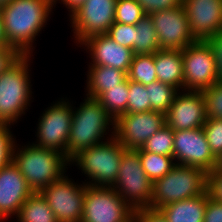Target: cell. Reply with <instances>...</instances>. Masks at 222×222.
Masks as SVG:
<instances>
[{
    "mask_svg": "<svg viewBox=\"0 0 222 222\" xmlns=\"http://www.w3.org/2000/svg\"><path fill=\"white\" fill-rule=\"evenodd\" d=\"M53 0H12L1 8L4 33L10 48L32 55L34 41L50 20Z\"/></svg>",
    "mask_w": 222,
    "mask_h": 222,
    "instance_id": "6da1fadb",
    "label": "cell"
},
{
    "mask_svg": "<svg viewBox=\"0 0 222 222\" xmlns=\"http://www.w3.org/2000/svg\"><path fill=\"white\" fill-rule=\"evenodd\" d=\"M28 144L18 147L19 144L15 141L12 161L32 191L38 193L59 180L67 172V166L70 164L69 160L57 151Z\"/></svg>",
    "mask_w": 222,
    "mask_h": 222,
    "instance_id": "7a4b0ae2",
    "label": "cell"
},
{
    "mask_svg": "<svg viewBox=\"0 0 222 222\" xmlns=\"http://www.w3.org/2000/svg\"><path fill=\"white\" fill-rule=\"evenodd\" d=\"M83 101L77 108L73 105L68 137L69 161L81 150L109 139V137L105 138L104 135L111 131V133H115V120L107 113L101 103L90 97H86Z\"/></svg>",
    "mask_w": 222,
    "mask_h": 222,
    "instance_id": "3957f363",
    "label": "cell"
},
{
    "mask_svg": "<svg viewBox=\"0 0 222 222\" xmlns=\"http://www.w3.org/2000/svg\"><path fill=\"white\" fill-rule=\"evenodd\" d=\"M31 55H20L0 75V124H17L33 102ZM31 101V102H30Z\"/></svg>",
    "mask_w": 222,
    "mask_h": 222,
    "instance_id": "277c9868",
    "label": "cell"
},
{
    "mask_svg": "<svg viewBox=\"0 0 222 222\" xmlns=\"http://www.w3.org/2000/svg\"><path fill=\"white\" fill-rule=\"evenodd\" d=\"M108 135L109 139L81 150L69 161L70 166H77L88 177V181L84 180L86 185L112 187L116 182L125 148L117 140L115 133Z\"/></svg>",
    "mask_w": 222,
    "mask_h": 222,
    "instance_id": "5b68a950",
    "label": "cell"
},
{
    "mask_svg": "<svg viewBox=\"0 0 222 222\" xmlns=\"http://www.w3.org/2000/svg\"><path fill=\"white\" fill-rule=\"evenodd\" d=\"M208 173L198 167L176 164L170 172L153 182L150 209L190 199L207 192Z\"/></svg>",
    "mask_w": 222,
    "mask_h": 222,
    "instance_id": "8992f818",
    "label": "cell"
},
{
    "mask_svg": "<svg viewBox=\"0 0 222 222\" xmlns=\"http://www.w3.org/2000/svg\"><path fill=\"white\" fill-rule=\"evenodd\" d=\"M112 187L134 211L150 207L153 182L142 168L136 149L123 151L117 179Z\"/></svg>",
    "mask_w": 222,
    "mask_h": 222,
    "instance_id": "52a82bcc",
    "label": "cell"
},
{
    "mask_svg": "<svg viewBox=\"0 0 222 222\" xmlns=\"http://www.w3.org/2000/svg\"><path fill=\"white\" fill-rule=\"evenodd\" d=\"M72 115L73 105L69 99L61 98L51 103L38 119L35 135L37 139L32 144L57 151L68 159V137Z\"/></svg>",
    "mask_w": 222,
    "mask_h": 222,
    "instance_id": "ba28073f",
    "label": "cell"
},
{
    "mask_svg": "<svg viewBox=\"0 0 222 222\" xmlns=\"http://www.w3.org/2000/svg\"><path fill=\"white\" fill-rule=\"evenodd\" d=\"M182 58L184 90L202 92L218 82L214 53L207 41L188 45Z\"/></svg>",
    "mask_w": 222,
    "mask_h": 222,
    "instance_id": "9c48e42d",
    "label": "cell"
},
{
    "mask_svg": "<svg viewBox=\"0 0 222 222\" xmlns=\"http://www.w3.org/2000/svg\"><path fill=\"white\" fill-rule=\"evenodd\" d=\"M64 174L40 193L53 210L58 222H81L86 184H77Z\"/></svg>",
    "mask_w": 222,
    "mask_h": 222,
    "instance_id": "30bf717a",
    "label": "cell"
},
{
    "mask_svg": "<svg viewBox=\"0 0 222 222\" xmlns=\"http://www.w3.org/2000/svg\"><path fill=\"white\" fill-rule=\"evenodd\" d=\"M117 0H86L69 16L77 46L90 36L107 34L115 22Z\"/></svg>",
    "mask_w": 222,
    "mask_h": 222,
    "instance_id": "8fae6325",
    "label": "cell"
},
{
    "mask_svg": "<svg viewBox=\"0 0 222 222\" xmlns=\"http://www.w3.org/2000/svg\"><path fill=\"white\" fill-rule=\"evenodd\" d=\"M133 213L113 187L86 185L81 222H124Z\"/></svg>",
    "mask_w": 222,
    "mask_h": 222,
    "instance_id": "7c38bea8",
    "label": "cell"
},
{
    "mask_svg": "<svg viewBox=\"0 0 222 222\" xmlns=\"http://www.w3.org/2000/svg\"><path fill=\"white\" fill-rule=\"evenodd\" d=\"M173 132L176 164L198 167L207 173L216 168L217 158L208 145L203 127Z\"/></svg>",
    "mask_w": 222,
    "mask_h": 222,
    "instance_id": "4fadbf2b",
    "label": "cell"
},
{
    "mask_svg": "<svg viewBox=\"0 0 222 222\" xmlns=\"http://www.w3.org/2000/svg\"><path fill=\"white\" fill-rule=\"evenodd\" d=\"M164 125L161 112L125 113L115 121V137L125 149H137Z\"/></svg>",
    "mask_w": 222,
    "mask_h": 222,
    "instance_id": "5bb4252c",
    "label": "cell"
},
{
    "mask_svg": "<svg viewBox=\"0 0 222 222\" xmlns=\"http://www.w3.org/2000/svg\"><path fill=\"white\" fill-rule=\"evenodd\" d=\"M149 15L157 32L161 49L183 50L188 45L197 41L190 31V25L183 4Z\"/></svg>",
    "mask_w": 222,
    "mask_h": 222,
    "instance_id": "9a60e30c",
    "label": "cell"
},
{
    "mask_svg": "<svg viewBox=\"0 0 222 222\" xmlns=\"http://www.w3.org/2000/svg\"><path fill=\"white\" fill-rule=\"evenodd\" d=\"M207 119L205 100L202 92L179 90L165 122L173 131L201 128Z\"/></svg>",
    "mask_w": 222,
    "mask_h": 222,
    "instance_id": "2e32d148",
    "label": "cell"
},
{
    "mask_svg": "<svg viewBox=\"0 0 222 222\" xmlns=\"http://www.w3.org/2000/svg\"><path fill=\"white\" fill-rule=\"evenodd\" d=\"M182 4L196 40L206 41L222 31V0H183Z\"/></svg>",
    "mask_w": 222,
    "mask_h": 222,
    "instance_id": "e0dca14e",
    "label": "cell"
},
{
    "mask_svg": "<svg viewBox=\"0 0 222 222\" xmlns=\"http://www.w3.org/2000/svg\"><path fill=\"white\" fill-rule=\"evenodd\" d=\"M33 193L13 161L0 169V222L12 218L11 216L16 217Z\"/></svg>",
    "mask_w": 222,
    "mask_h": 222,
    "instance_id": "ac0fdd59",
    "label": "cell"
},
{
    "mask_svg": "<svg viewBox=\"0 0 222 222\" xmlns=\"http://www.w3.org/2000/svg\"><path fill=\"white\" fill-rule=\"evenodd\" d=\"M81 45L90 55L89 66L113 67L128 74L134 56L132 49L117 44L107 34L90 36L78 47Z\"/></svg>",
    "mask_w": 222,
    "mask_h": 222,
    "instance_id": "d6986e66",
    "label": "cell"
},
{
    "mask_svg": "<svg viewBox=\"0 0 222 222\" xmlns=\"http://www.w3.org/2000/svg\"><path fill=\"white\" fill-rule=\"evenodd\" d=\"M154 64L158 81L184 90L182 50L159 49L154 53Z\"/></svg>",
    "mask_w": 222,
    "mask_h": 222,
    "instance_id": "ffe728a7",
    "label": "cell"
},
{
    "mask_svg": "<svg viewBox=\"0 0 222 222\" xmlns=\"http://www.w3.org/2000/svg\"><path fill=\"white\" fill-rule=\"evenodd\" d=\"M207 192L190 199L169 203L158 210L168 222H203Z\"/></svg>",
    "mask_w": 222,
    "mask_h": 222,
    "instance_id": "44dd1931",
    "label": "cell"
},
{
    "mask_svg": "<svg viewBox=\"0 0 222 222\" xmlns=\"http://www.w3.org/2000/svg\"><path fill=\"white\" fill-rule=\"evenodd\" d=\"M87 72L85 93L87 97L94 99L128 78L124 71L108 66H89Z\"/></svg>",
    "mask_w": 222,
    "mask_h": 222,
    "instance_id": "7402d4cb",
    "label": "cell"
},
{
    "mask_svg": "<svg viewBox=\"0 0 222 222\" xmlns=\"http://www.w3.org/2000/svg\"><path fill=\"white\" fill-rule=\"evenodd\" d=\"M18 222H58L53 210L40 192L33 193L20 208Z\"/></svg>",
    "mask_w": 222,
    "mask_h": 222,
    "instance_id": "603a6c76",
    "label": "cell"
},
{
    "mask_svg": "<svg viewBox=\"0 0 222 222\" xmlns=\"http://www.w3.org/2000/svg\"><path fill=\"white\" fill-rule=\"evenodd\" d=\"M129 96L128 78L109 90L102 92L96 99L101 103L107 113L116 121L127 112Z\"/></svg>",
    "mask_w": 222,
    "mask_h": 222,
    "instance_id": "cb8c5ba5",
    "label": "cell"
},
{
    "mask_svg": "<svg viewBox=\"0 0 222 222\" xmlns=\"http://www.w3.org/2000/svg\"><path fill=\"white\" fill-rule=\"evenodd\" d=\"M134 55L154 54L160 48L157 32L150 15L146 14L136 25Z\"/></svg>",
    "mask_w": 222,
    "mask_h": 222,
    "instance_id": "d4e9b609",
    "label": "cell"
},
{
    "mask_svg": "<svg viewBox=\"0 0 222 222\" xmlns=\"http://www.w3.org/2000/svg\"><path fill=\"white\" fill-rule=\"evenodd\" d=\"M136 150L139 152L142 168L152 182L165 176L176 165L173 156L150 153L140 148Z\"/></svg>",
    "mask_w": 222,
    "mask_h": 222,
    "instance_id": "484cf974",
    "label": "cell"
},
{
    "mask_svg": "<svg viewBox=\"0 0 222 222\" xmlns=\"http://www.w3.org/2000/svg\"><path fill=\"white\" fill-rule=\"evenodd\" d=\"M146 90L150 101V111H157L163 114H166L170 109L176 93L179 91L174 86L160 81L146 85Z\"/></svg>",
    "mask_w": 222,
    "mask_h": 222,
    "instance_id": "4316f807",
    "label": "cell"
},
{
    "mask_svg": "<svg viewBox=\"0 0 222 222\" xmlns=\"http://www.w3.org/2000/svg\"><path fill=\"white\" fill-rule=\"evenodd\" d=\"M127 76L128 80L145 86L158 81L154 54L134 55Z\"/></svg>",
    "mask_w": 222,
    "mask_h": 222,
    "instance_id": "83f0119b",
    "label": "cell"
},
{
    "mask_svg": "<svg viewBox=\"0 0 222 222\" xmlns=\"http://www.w3.org/2000/svg\"><path fill=\"white\" fill-rule=\"evenodd\" d=\"M173 148L174 132L170 127L164 125L154 133L140 149L150 153L173 156Z\"/></svg>",
    "mask_w": 222,
    "mask_h": 222,
    "instance_id": "f1b7e54d",
    "label": "cell"
},
{
    "mask_svg": "<svg viewBox=\"0 0 222 222\" xmlns=\"http://www.w3.org/2000/svg\"><path fill=\"white\" fill-rule=\"evenodd\" d=\"M145 15L136 0H117L116 2L115 22L137 25Z\"/></svg>",
    "mask_w": 222,
    "mask_h": 222,
    "instance_id": "f546056e",
    "label": "cell"
},
{
    "mask_svg": "<svg viewBox=\"0 0 222 222\" xmlns=\"http://www.w3.org/2000/svg\"><path fill=\"white\" fill-rule=\"evenodd\" d=\"M150 111V101L146 86L129 80V96L126 113Z\"/></svg>",
    "mask_w": 222,
    "mask_h": 222,
    "instance_id": "4dcf8cb0",
    "label": "cell"
},
{
    "mask_svg": "<svg viewBox=\"0 0 222 222\" xmlns=\"http://www.w3.org/2000/svg\"><path fill=\"white\" fill-rule=\"evenodd\" d=\"M203 130L213 155L218 159L222 154V119L207 118Z\"/></svg>",
    "mask_w": 222,
    "mask_h": 222,
    "instance_id": "1f68e13d",
    "label": "cell"
},
{
    "mask_svg": "<svg viewBox=\"0 0 222 222\" xmlns=\"http://www.w3.org/2000/svg\"><path fill=\"white\" fill-rule=\"evenodd\" d=\"M205 100L207 118L222 119V82H217L202 91Z\"/></svg>",
    "mask_w": 222,
    "mask_h": 222,
    "instance_id": "d6a6232c",
    "label": "cell"
},
{
    "mask_svg": "<svg viewBox=\"0 0 222 222\" xmlns=\"http://www.w3.org/2000/svg\"><path fill=\"white\" fill-rule=\"evenodd\" d=\"M135 32H137L136 25L114 22L107 35L117 44L132 49L134 54Z\"/></svg>",
    "mask_w": 222,
    "mask_h": 222,
    "instance_id": "836d02e7",
    "label": "cell"
},
{
    "mask_svg": "<svg viewBox=\"0 0 222 222\" xmlns=\"http://www.w3.org/2000/svg\"><path fill=\"white\" fill-rule=\"evenodd\" d=\"M10 128H12L10 124H0V169L12 161V151L16 140Z\"/></svg>",
    "mask_w": 222,
    "mask_h": 222,
    "instance_id": "e575fe53",
    "label": "cell"
},
{
    "mask_svg": "<svg viewBox=\"0 0 222 222\" xmlns=\"http://www.w3.org/2000/svg\"><path fill=\"white\" fill-rule=\"evenodd\" d=\"M207 192L211 199L222 203V170L214 169L208 172Z\"/></svg>",
    "mask_w": 222,
    "mask_h": 222,
    "instance_id": "d590c367",
    "label": "cell"
},
{
    "mask_svg": "<svg viewBox=\"0 0 222 222\" xmlns=\"http://www.w3.org/2000/svg\"><path fill=\"white\" fill-rule=\"evenodd\" d=\"M145 14H152L161 10L172 9L182 5L183 0H136Z\"/></svg>",
    "mask_w": 222,
    "mask_h": 222,
    "instance_id": "8d00e7d4",
    "label": "cell"
},
{
    "mask_svg": "<svg viewBox=\"0 0 222 222\" xmlns=\"http://www.w3.org/2000/svg\"><path fill=\"white\" fill-rule=\"evenodd\" d=\"M206 41L209 43L214 53L217 79L219 82H222V31Z\"/></svg>",
    "mask_w": 222,
    "mask_h": 222,
    "instance_id": "74e56055",
    "label": "cell"
},
{
    "mask_svg": "<svg viewBox=\"0 0 222 222\" xmlns=\"http://www.w3.org/2000/svg\"><path fill=\"white\" fill-rule=\"evenodd\" d=\"M203 222H222V203L211 199L208 192Z\"/></svg>",
    "mask_w": 222,
    "mask_h": 222,
    "instance_id": "f35d334b",
    "label": "cell"
},
{
    "mask_svg": "<svg viewBox=\"0 0 222 222\" xmlns=\"http://www.w3.org/2000/svg\"><path fill=\"white\" fill-rule=\"evenodd\" d=\"M139 222H168L159 210L142 208L134 211Z\"/></svg>",
    "mask_w": 222,
    "mask_h": 222,
    "instance_id": "ab89813d",
    "label": "cell"
},
{
    "mask_svg": "<svg viewBox=\"0 0 222 222\" xmlns=\"http://www.w3.org/2000/svg\"><path fill=\"white\" fill-rule=\"evenodd\" d=\"M20 54L13 48L0 49V75L10 67Z\"/></svg>",
    "mask_w": 222,
    "mask_h": 222,
    "instance_id": "60d3db41",
    "label": "cell"
},
{
    "mask_svg": "<svg viewBox=\"0 0 222 222\" xmlns=\"http://www.w3.org/2000/svg\"><path fill=\"white\" fill-rule=\"evenodd\" d=\"M61 1V2H60ZM86 0H53V7H56V3H62L66 7L70 15L74 10H76L80 5H82Z\"/></svg>",
    "mask_w": 222,
    "mask_h": 222,
    "instance_id": "b9f144b4",
    "label": "cell"
},
{
    "mask_svg": "<svg viewBox=\"0 0 222 222\" xmlns=\"http://www.w3.org/2000/svg\"><path fill=\"white\" fill-rule=\"evenodd\" d=\"M1 48H10V47L8 46V42L4 33V26L0 10V49Z\"/></svg>",
    "mask_w": 222,
    "mask_h": 222,
    "instance_id": "7bdbcfd3",
    "label": "cell"
},
{
    "mask_svg": "<svg viewBox=\"0 0 222 222\" xmlns=\"http://www.w3.org/2000/svg\"><path fill=\"white\" fill-rule=\"evenodd\" d=\"M124 222H139L137 218V214L134 212L128 219Z\"/></svg>",
    "mask_w": 222,
    "mask_h": 222,
    "instance_id": "ee69618b",
    "label": "cell"
},
{
    "mask_svg": "<svg viewBox=\"0 0 222 222\" xmlns=\"http://www.w3.org/2000/svg\"><path fill=\"white\" fill-rule=\"evenodd\" d=\"M215 169L222 170V154L217 159V164H216V168Z\"/></svg>",
    "mask_w": 222,
    "mask_h": 222,
    "instance_id": "f6af8a7d",
    "label": "cell"
},
{
    "mask_svg": "<svg viewBox=\"0 0 222 222\" xmlns=\"http://www.w3.org/2000/svg\"><path fill=\"white\" fill-rule=\"evenodd\" d=\"M12 0H0V9L9 4Z\"/></svg>",
    "mask_w": 222,
    "mask_h": 222,
    "instance_id": "bcb514c9",
    "label": "cell"
}]
</instances>
